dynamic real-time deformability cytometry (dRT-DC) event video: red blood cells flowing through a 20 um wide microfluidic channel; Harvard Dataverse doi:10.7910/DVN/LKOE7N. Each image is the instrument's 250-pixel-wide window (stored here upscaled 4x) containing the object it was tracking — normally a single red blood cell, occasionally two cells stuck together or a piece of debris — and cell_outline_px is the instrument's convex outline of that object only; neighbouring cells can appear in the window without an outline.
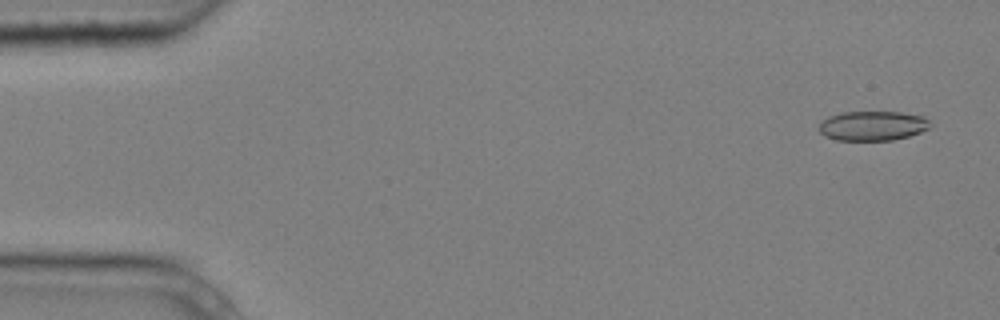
{"species": "common noctule bat (a hibernating species)", "species_latin": "Nyctalus noctula", "temperature_condition": "cold", "stored_images_in_passage": 5, "camera_frame_rate_fps": 3000, "um_per_image_px": 0.085, "animal": {"sex": "male", "body_mass_g": 20.4}, "frame": {"image": 1, "passage_image": 1, "time_ms": 0.0, "image_size_px": [1000, 320], "cell_outline_px": [[932, 124], [928, 128], [920, 132], [908, 136], [892, 140], [836, 140], [824, 136], [820, 132], [820, 124], [828, 116], [840, 112], [900, 112], [924, 116]], "centroid_in_image_um": [74.17, 10.69], "position_along_channel_um": 10.8, "area_um2": 19.13}}
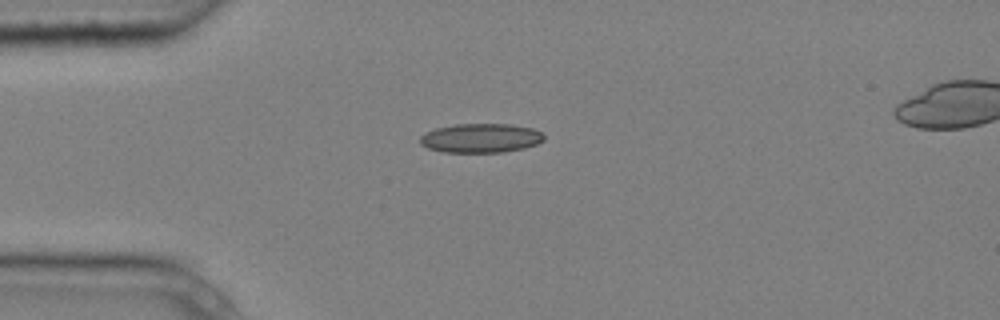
{"frame": {"image": 2, "passage_image": 4, "time_ms": 1.0, "image_size_px": [1000, 320], "cell_outline_px": [[544, 140], [536, 144], [524, 148], [504, 152], [444, 152], [428, 148], [420, 144], [420, 136], [436, 128], [456, 124], [512, 124], [532, 128], [540, 132], [544, 136]], "centroid_in_image_um": [40.87, 11.74], "position_along_channel_um": 44.1, "area_um2": 20.98}}